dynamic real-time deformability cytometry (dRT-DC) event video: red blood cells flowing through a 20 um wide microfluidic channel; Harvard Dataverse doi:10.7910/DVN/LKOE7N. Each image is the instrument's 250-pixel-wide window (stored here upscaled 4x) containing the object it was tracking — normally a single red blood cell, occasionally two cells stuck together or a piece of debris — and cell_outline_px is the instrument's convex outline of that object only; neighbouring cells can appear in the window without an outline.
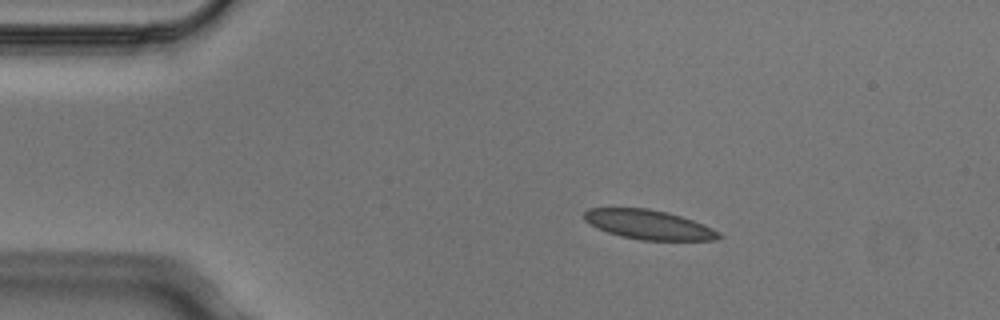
{"species": "Egyptian fruit bat (a non-hibernating species)", "species_latin": "Rousettus aegyptiacus", "temperature_condition": "cold", "stored_images_in_passage": 6, "camera_frame_rate_fps": 3000, "um_per_image_px": 0.085, "animal": {"sex": "male"}, "frame": {"image": 1, "passage_image": 1, "time_ms": 0.0, "image_size_px": [1000, 320], "cell_outline_px": [[724, 236], [716, 240], [640, 240], [620, 236], [608, 232], [584, 220], [584, 212], [588, 208], [648, 208], [680, 216], [692, 220], [712, 228], [720, 232]], "centroid_in_image_um": [55.16, 19.1], "position_along_channel_um": 29.8, "area_um2": 22.83}}
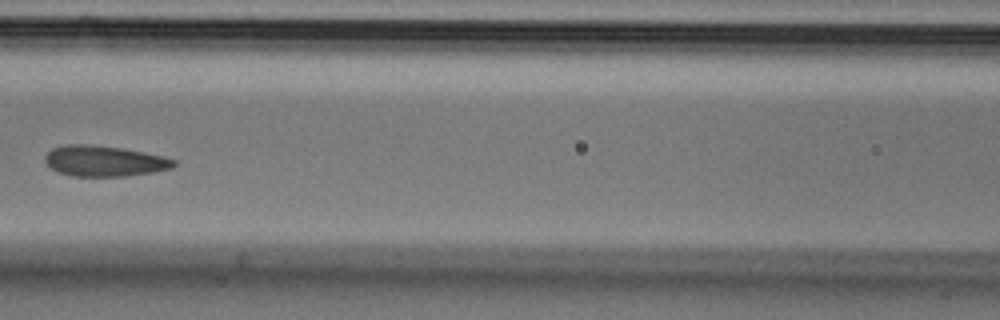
{"frame": {"image": 2, "passage_image": 5, "time_ms": 1.333, "image_size_px": [1000, 320], "cell_outline_px": [[176, 164], [172, 168], [152, 172], [124, 176], [72, 176], [60, 172], [52, 168], [44, 160], [44, 156], [52, 148], [64, 144], [88, 144], [124, 148], [164, 156], [176, 160]], "centroid_in_image_um": [8.87, 13.67], "position_along_channel_um": 157.7, "area_um2": 23.06}}
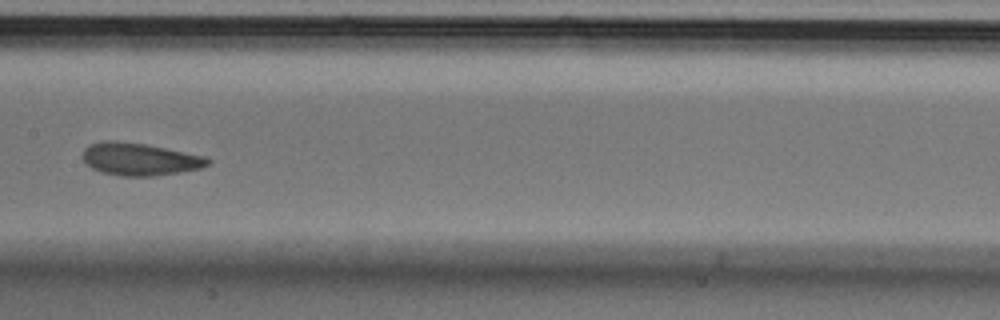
{"frame": {"image": 3, "passage_image": 6, "time_ms": 1.667, "image_size_px": [1000, 320], "cell_outline_px": [[212, 160], [208, 164], [200, 168], [180, 172], [156, 176], [120, 176], [104, 172], [92, 168], [84, 160], [84, 148], [88, 144], [100, 140], [116, 140], [144, 144], [204, 156]], "centroid_in_image_um": [11.85, 13.52], "position_along_channel_um": 195.5, "area_um2": 23.52}}